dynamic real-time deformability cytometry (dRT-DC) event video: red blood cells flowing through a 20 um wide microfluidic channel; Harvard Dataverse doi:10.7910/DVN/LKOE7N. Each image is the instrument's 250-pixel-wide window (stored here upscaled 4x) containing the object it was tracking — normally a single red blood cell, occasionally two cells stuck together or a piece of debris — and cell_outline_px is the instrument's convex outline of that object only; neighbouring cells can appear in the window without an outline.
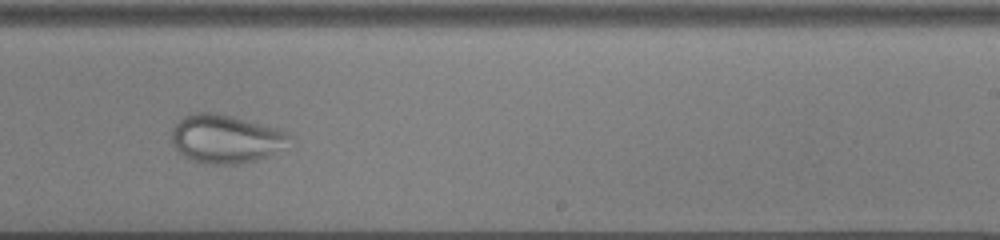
{"species": "common noctule bat (a hibernating species)", "species_latin": "Nyctalus noctula", "temperature_condition": "cold", "stored_images_in_passage": 39, "camera_frame_rate_fps": 3000, "um_per_image_px": 0.085, "animal": {"sex": "male", "body_mass_g": 13.0, "forearm_length_mm": 53.1}, "frame": {"image": 1, "passage_image": 23, "time_ms": 7.333, "image_size_px": [1000, 240], "cell_outline_px": [[292, 136], [268, 156], [256, 160], [236, 164], [212, 164], [192, 160], [184, 156], [172, 144], [172, 128], [184, 116], [196, 112], [216, 112], [280, 128], [288, 132]], "centroid_in_image_um": [19.15, 11.78], "position_along_channel_um": 269.8, "area_um2": 32.89}}